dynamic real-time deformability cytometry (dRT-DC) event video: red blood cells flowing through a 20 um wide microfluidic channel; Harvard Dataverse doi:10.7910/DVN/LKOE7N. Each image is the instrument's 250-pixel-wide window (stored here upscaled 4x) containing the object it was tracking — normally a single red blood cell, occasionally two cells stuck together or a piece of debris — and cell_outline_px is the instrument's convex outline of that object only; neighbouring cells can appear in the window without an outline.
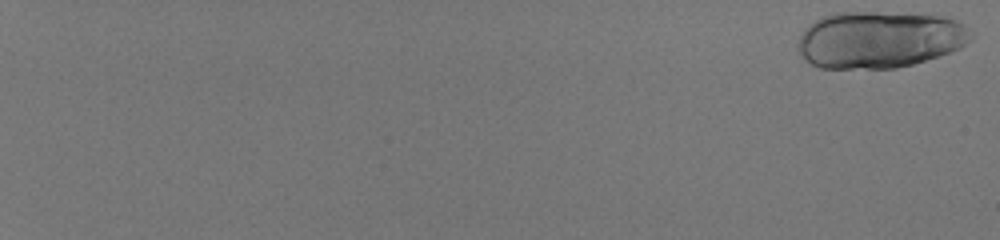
{"species": "human", "species_latin": "Homo sapiens", "temperature_condition": "room temperature", "stored_images_in_passage": 22, "camera_frame_rate_fps": 3000, "um_per_image_px": 0.085, "donor": {"sex": "male"}, "frame": {"image": 1, "passage_image": 1, "time_ms": 0.0, "image_size_px": [1000, 240], "cell_outline_px": [[972, 40], [960, 48], [912, 64], [896, 68], [820, 68], [804, 60], [796, 48], [796, 44], [800, 36], [816, 20], [824, 16], [840, 12], [876, 12], [944, 16], [956, 20], [964, 24]], "centroid_in_image_um": [74.73, 3.37], "position_along_channel_um": 10.3, "area_um2": 56.99}}
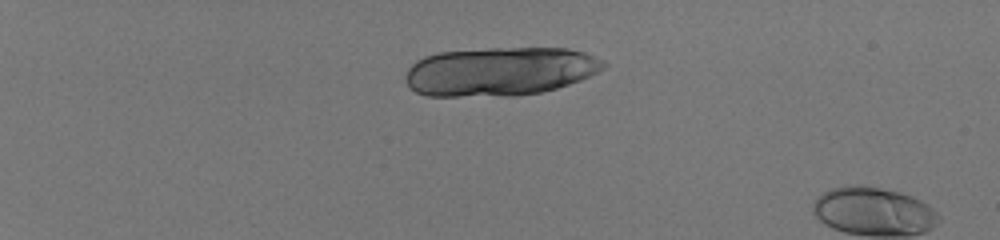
{"frame": {"image": 2, "passage_image": 17, "time_ms": 5.333, "image_size_px": [1000, 240], "cell_outline_px": [[608, 64], [604, 68], [580, 80], [556, 88], [540, 92], [512, 96], [428, 96], [416, 92], [408, 84], [404, 76], [408, 68], [416, 60], [424, 56], [440, 52], [488, 48], [568, 48], [584, 52]], "centroid_in_image_um": [42.45, 6.07], "position_along_channel_um": 42.5, "area_um2": 56.24}}